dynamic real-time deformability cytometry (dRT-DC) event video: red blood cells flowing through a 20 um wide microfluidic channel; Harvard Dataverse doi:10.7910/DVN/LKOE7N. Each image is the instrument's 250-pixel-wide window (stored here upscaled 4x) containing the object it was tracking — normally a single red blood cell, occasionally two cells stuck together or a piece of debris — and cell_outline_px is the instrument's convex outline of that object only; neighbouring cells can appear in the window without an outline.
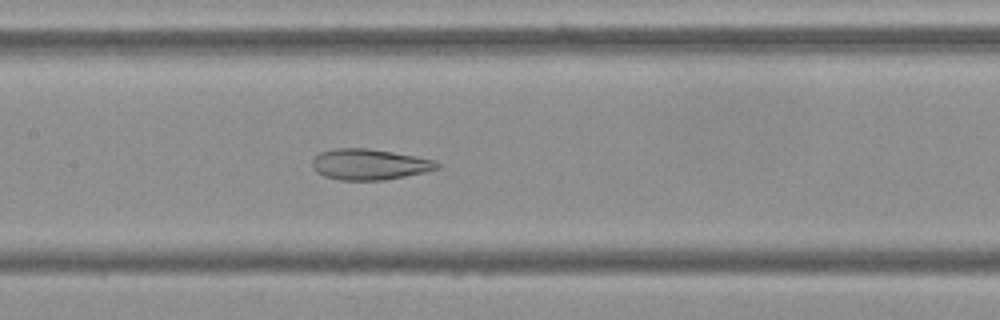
{"species": "Egyptian fruit bat (a non-hibernating species)", "species_latin": "Rousettus aegyptiacus", "temperature_condition": "cold", "stored_images_in_passage": 55, "camera_frame_rate_fps": 3000, "um_per_image_px": 0.085, "frame": {"image": 1, "passage_image": 26, "time_ms": 8.333, "image_size_px": [1000, 320], "cell_outline_px": [[440, 168], [424, 172], [384, 180], [340, 180], [324, 176], [316, 172], [312, 168], [312, 160], [320, 152], [332, 148], [368, 148], [416, 156], [436, 160], [440, 164]], "centroid_in_image_um": [31.39, 13.97], "position_along_channel_um": 176.0, "area_um2": 22.54}}
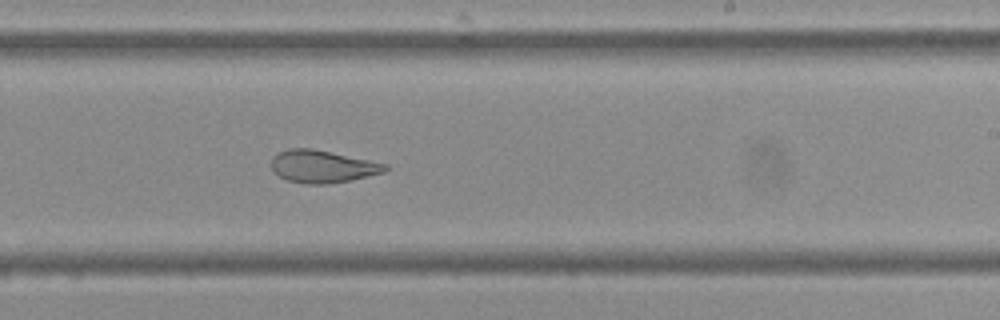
{"frame": {"image": 2, "passage_image": 33, "time_ms": 10.667, "image_size_px": [1000, 320], "cell_outline_px": [[388, 168], [384, 172], [348, 180], [328, 184], [308, 184], [288, 180], [272, 172], [272, 156], [276, 152], [288, 148], [312, 148], [388, 164]], "centroid_in_image_um": [27.36, 14.13], "position_along_channel_um": 261.6, "area_um2": 21.44}}
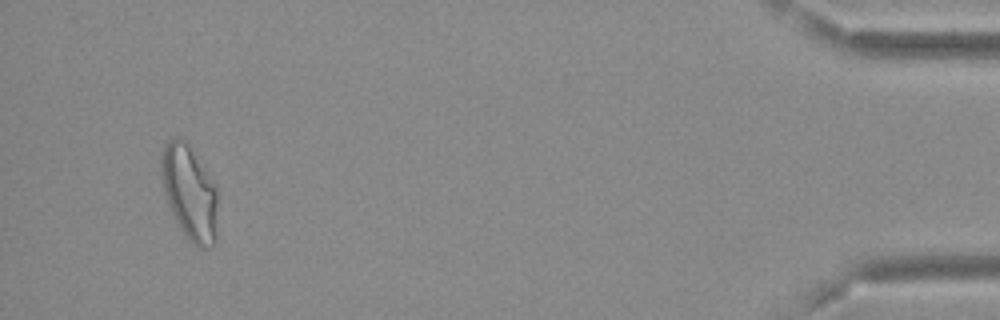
{"frame": {"image": 3, "passage_image": 52, "time_ms": 17.0, "image_size_px": [1000, 320], "cell_outline_px": [[216, 240], [208, 248], [200, 248], [192, 244], [188, 240], [180, 228], [168, 204], [164, 192], [160, 172], [160, 156], [164, 144], [172, 136], [180, 136], [192, 148], [204, 164], [216, 188]], "centroid_in_image_um": [16.08, 16.31], "position_along_channel_um": 419.1, "area_um2": 31.5}, "authors_computed_cell_mechanics": {"area_um2": 27.6862, "velocity_mm_per_s": 3.6847, "shape_relaxation_time_tau1_ms": null, "shape_relaxation_time_tau2_ms": 1.8502, "deformation_change_tau1": null, "deformation_change_tau2": 0.0998}}